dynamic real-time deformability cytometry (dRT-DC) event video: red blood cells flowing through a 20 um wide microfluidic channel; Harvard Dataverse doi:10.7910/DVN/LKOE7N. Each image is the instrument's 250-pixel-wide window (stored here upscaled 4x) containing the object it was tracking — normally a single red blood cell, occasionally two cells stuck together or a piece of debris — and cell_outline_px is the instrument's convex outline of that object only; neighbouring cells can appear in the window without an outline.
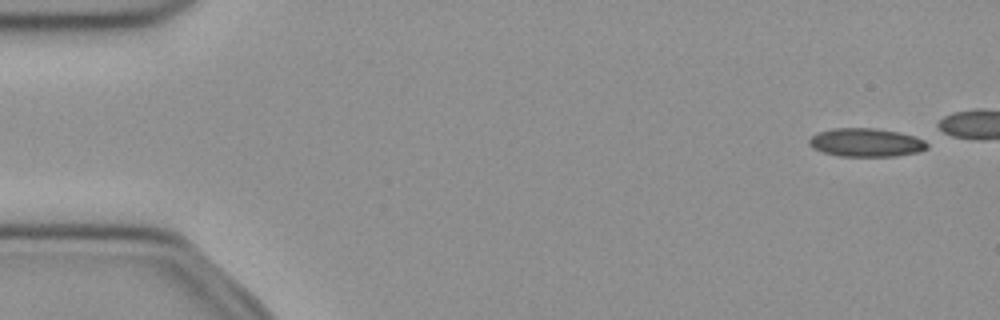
{"species": "common noctule bat (a hibernating species)", "species_latin": "Nyctalus noctula", "temperature_condition": "cold", "stored_images_in_passage": 40, "camera_frame_rate_fps": 3000, "um_per_image_px": 0.085, "animal": {"sex": "female", "body_mass_g": 21.9}, "frame": {"image": 1, "passage_image": 1, "time_ms": 0.0, "image_size_px": [1000, 320], "cell_outline_px": [[928, 148], [920, 152], [896, 156], [840, 156], [824, 152], [812, 148], [808, 144], [808, 140], [816, 132], [832, 128], [876, 128], [900, 132], [916, 136], [924, 140], [928, 144]], "centroid_in_image_um": [73.63, 12.1], "position_along_channel_um": 11.4, "area_um2": 19.83}}
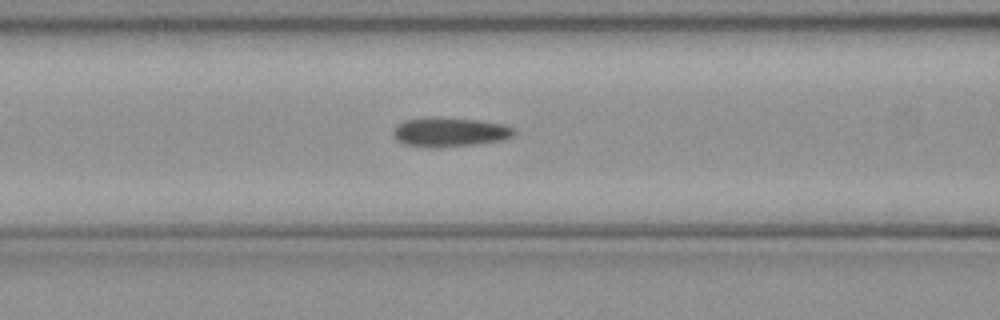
{"frame": {"image": 2, "passage_image": 19, "time_ms": 6.0, "image_size_px": [1000, 320], "cell_outline_px": [[516, 132], [512, 136], [500, 140], [476, 144], [404, 144], [392, 136], [392, 132], [396, 124], [404, 120], [428, 116], [436, 116], [480, 120], [504, 124], [516, 128]], "centroid_in_image_um": [38.25, 11.14], "position_along_channel_um": 128.4, "area_um2": 20.0}}
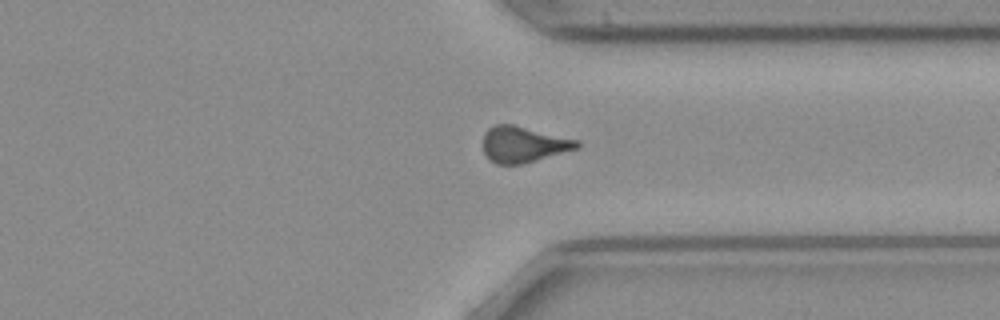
{"frame": {"image": 3, "passage_image": 37, "time_ms": 12.0, "image_size_px": [1000, 320], "cell_outline_px": [[580, 148], [520, 164], [496, 164], [488, 160], [484, 152], [484, 132], [488, 128], [496, 124], [512, 124], [580, 140]], "centroid_in_image_um": [44.49, 12.27], "position_along_channel_um": 366.9, "area_um2": 19.71}}